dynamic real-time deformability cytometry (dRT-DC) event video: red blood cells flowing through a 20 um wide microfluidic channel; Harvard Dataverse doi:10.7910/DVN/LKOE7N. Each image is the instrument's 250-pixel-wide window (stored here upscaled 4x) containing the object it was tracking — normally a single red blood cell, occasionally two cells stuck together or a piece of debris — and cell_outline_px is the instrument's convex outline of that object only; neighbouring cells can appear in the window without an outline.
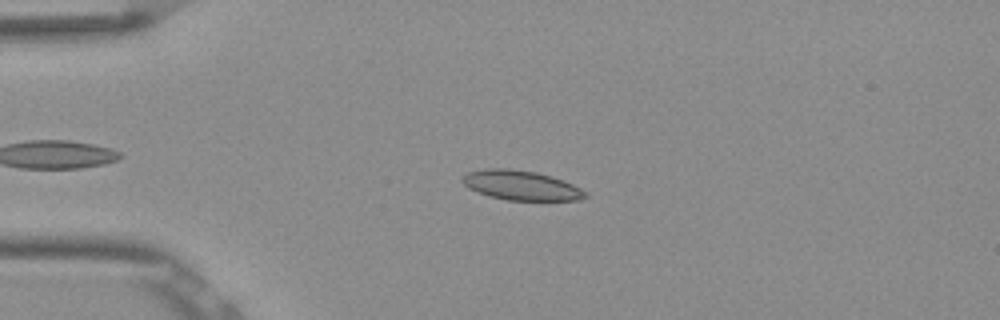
{"species": "Egyptian fruit bat (a non-hibernating species)", "species_latin": "Rousettus aegyptiacus", "temperature_condition": "room temperature", "stored_images_in_passage": 51, "camera_frame_rate_fps": 3000, "um_per_image_px": 0.085, "frame": {"image": 1, "passage_image": 11, "time_ms": 3.333, "image_size_px": [1000, 320], "cell_outline_px": [[588, 196], [576, 200], [508, 200], [488, 196], [468, 188], [460, 180], [468, 172], [488, 168], [508, 168], [536, 172], [572, 184], [588, 192]], "centroid_in_image_um": [44.26, 15.76], "position_along_channel_um": 40.7, "area_um2": 20.98}}
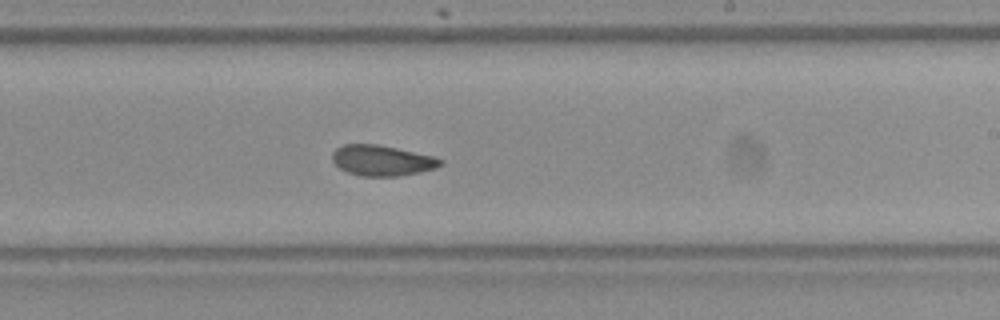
{"frame": {"image": 2, "passage_image": 30, "time_ms": 9.667, "image_size_px": [1000, 320], "cell_outline_px": [[444, 164], [436, 168], [420, 172], [400, 176], [360, 176], [348, 172], [340, 168], [332, 160], [332, 152], [336, 148], [344, 144], [376, 144], [396, 148], [432, 156], [444, 160]], "centroid_in_image_um": [32.47, 13.64], "position_along_channel_um": 256.5, "area_um2": 19.25}}
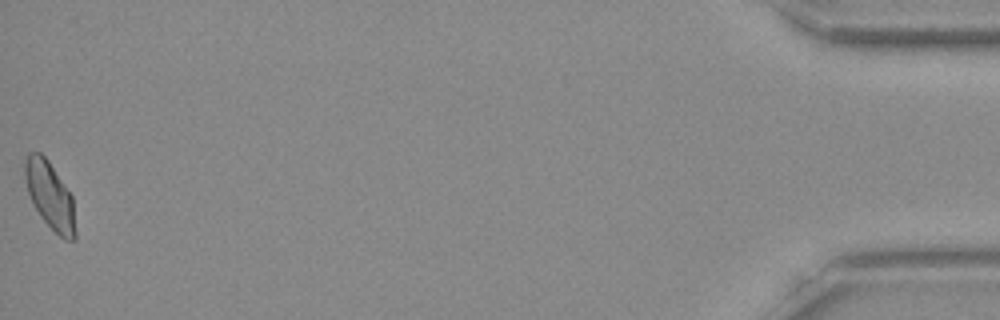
{"frame": {"image": 3, "passage_image": 51, "time_ms": 16.667, "image_size_px": [1000, 320], "cell_outline_px": [[76, 240], [64, 240], [40, 216], [28, 192], [24, 176], [24, 160], [28, 152], [40, 152], [48, 160], [72, 196], [76, 232]], "centroid_in_image_um": [4.24, 16.6], "position_along_channel_um": 431.0, "area_um2": 19.59}, "authors_computed_cell_mechanics": {"area_um2": 19.941, "velocity_mm_per_s": 3.8591, "shape_relaxation_time_tau1_ms": null, "shape_relaxation_time_tau2_ms": 3.266, "deformation_change_tau1": null, "deformation_change_tau2": 0.0751}}